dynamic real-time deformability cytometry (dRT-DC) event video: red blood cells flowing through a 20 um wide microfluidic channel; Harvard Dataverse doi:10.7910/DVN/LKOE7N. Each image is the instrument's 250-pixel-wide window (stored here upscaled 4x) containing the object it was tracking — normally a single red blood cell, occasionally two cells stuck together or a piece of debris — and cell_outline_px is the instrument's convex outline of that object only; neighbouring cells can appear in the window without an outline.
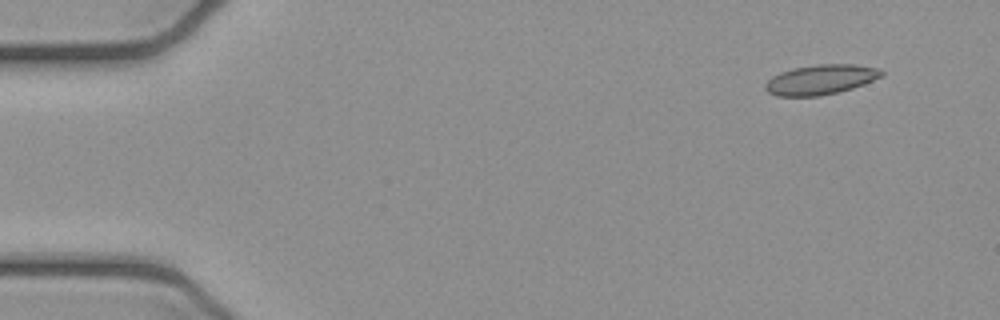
{"species": "common noctule bat (a hibernating species)", "species_latin": "Nyctalus noctula", "temperature_condition": "cold", "stored_images_in_passage": 4, "camera_frame_rate_fps": 3000, "um_per_image_px": 0.085, "animal": {"sex": "female", "body_mass_g": 21.9}, "frame": {"image": 1, "passage_image": 1, "time_ms": 0.0, "image_size_px": [1000, 320], "cell_outline_px": [[884, 76], [864, 84], [852, 88], [820, 96], [776, 96], [768, 92], [764, 88], [764, 84], [772, 76], [780, 72], [792, 68], [816, 64], [856, 64], [876, 68], [884, 72]], "centroid_in_image_um": [69.74, 6.76], "position_along_channel_um": 15.3, "area_um2": 20.35}}
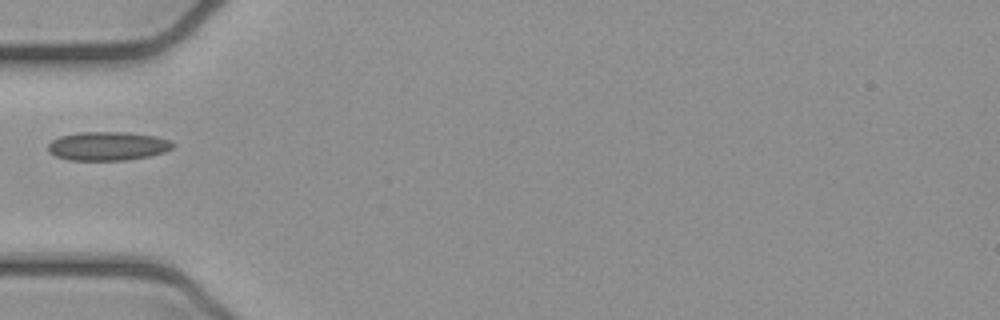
{"frame": {"image": 2, "passage_image": 4, "time_ms": 1.0, "image_size_px": [1000, 320], "cell_outline_px": [[176, 144], [172, 148], [164, 152], [148, 156], [124, 160], [68, 160], [56, 156], [48, 152], [48, 144], [52, 140], [60, 136], [80, 132], [128, 132], [156, 136], [172, 140]], "centroid_in_image_um": [9.17, 12.41], "position_along_channel_um": 75.8, "area_um2": 21.04}}